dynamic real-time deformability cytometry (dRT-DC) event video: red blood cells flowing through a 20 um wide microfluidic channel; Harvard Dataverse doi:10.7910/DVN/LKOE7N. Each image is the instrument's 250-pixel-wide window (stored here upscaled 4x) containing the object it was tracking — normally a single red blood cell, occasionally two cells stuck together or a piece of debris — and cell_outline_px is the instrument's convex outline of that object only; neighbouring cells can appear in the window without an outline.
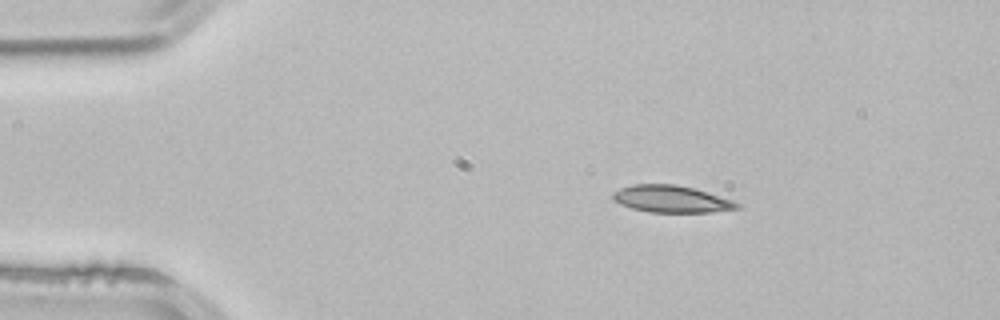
{"species": "common noctule bat (a hibernating species)", "species_latin": "Nyctalus noctula", "temperature_condition": "room temperature", "stored_images_in_passage": 2, "camera_frame_rate_fps": 3000, "um_per_image_px": 0.085, "animal": {"sex": "male", "body_mass_g": 21.5, "forearm_length_mm": 52.0}, "frame": {"image": 1, "passage_image": 1, "time_ms": 0.0, "image_size_px": [1000, 320], "cell_outline_px": [[744, 204], [740, 208], [712, 212], [648, 212], [632, 208], [620, 204], [612, 200], [612, 192], [620, 188], [632, 184], [676, 184], [692, 188], [732, 200]], "centroid_in_image_um": [57.05, 16.92], "position_along_channel_um": 28.0, "area_um2": 19.59}}